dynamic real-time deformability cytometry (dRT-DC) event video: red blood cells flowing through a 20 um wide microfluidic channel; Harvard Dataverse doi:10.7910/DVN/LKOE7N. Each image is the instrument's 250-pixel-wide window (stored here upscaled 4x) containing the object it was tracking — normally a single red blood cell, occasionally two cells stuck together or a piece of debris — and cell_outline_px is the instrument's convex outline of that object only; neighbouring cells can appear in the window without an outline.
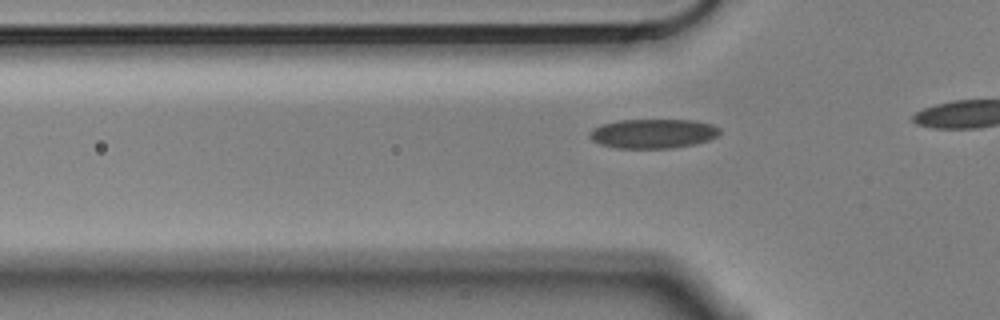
{"species": "Egyptian fruit bat (a non-hibernating species)", "species_latin": "Rousettus aegyptiacus", "temperature_condition": "cold", "stored_images_in_passage": 20, "camera_frame_rate_fps": 3000, "um_per_image_px": 0.085, "animal": {"sex": "male"}, "frame": {"image": 1, "passage_image": 14, "time_ms": 4.333, "image_size_px": [1000, 320], "cell_outline_px": [[720, 132], [716, 136], [708, 140], [696, 144], [672, 148], [616, 148], [600, 144], [592, 140], [588, 136], [588, 132], [592, 128], [600, 124], [620, 120], [696, 120], [712, 124], [720, 128]], "centroid_in_image_um": [55.48, 11.35], "position_along_channel_um": 70.3, "area_um2": 22.48}}
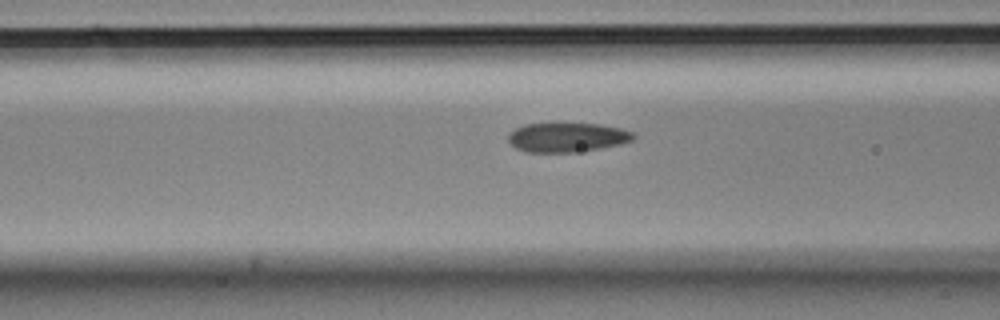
{"frame": {"image": 2, "passage_image": 18, "time_ms": 5.667, "image_size_px": [1000, 320], "cell_outline_px": [[636, 136], [632, 140], [620, 144], [600, 148], [572, 152], [528, 152], [516, 148], [508, 140], [508, 132], [524, 124], [600, 124], [620, 128], [632, 132]], "centroid_in_image_um": [48.19, 11.67], "position_along_channel_um": 118.4, "area_um2": 21.15}}